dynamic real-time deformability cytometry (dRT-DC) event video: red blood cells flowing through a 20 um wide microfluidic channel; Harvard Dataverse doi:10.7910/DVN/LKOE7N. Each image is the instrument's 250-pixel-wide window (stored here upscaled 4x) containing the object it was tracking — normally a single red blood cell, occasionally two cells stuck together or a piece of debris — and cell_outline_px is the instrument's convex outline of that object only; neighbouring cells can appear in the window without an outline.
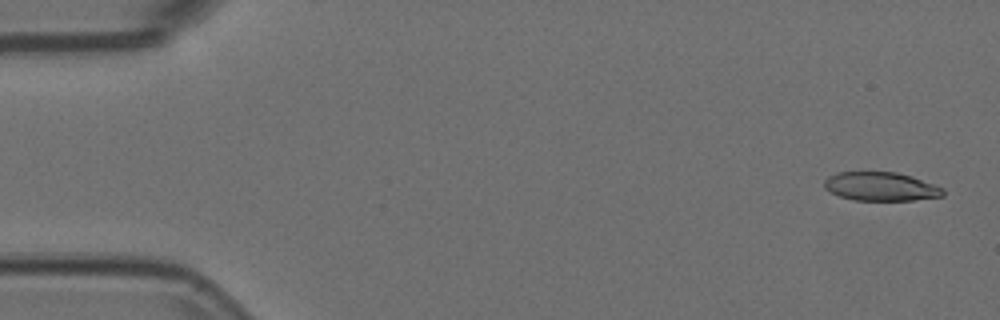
{"species": "Egyptian fruit bat (a non-hibernating species)", "species_latin": "Rousettus aegyptiacus", "temperature_condition": "room temperature", "stored_images_in_passage": 5, "camera_frame_rate_fps": 3000, "um_per_image_px": 0.085, "animal": {"sex": "female"}, "frame": {"image": 1, "passage_image": 1, "time_ms": 0.0, "image_size_px": [1000, 320], "cell_outline_px": [[944, 196], [912, 200], [856, 200], [840, 196], [828, 192], [824, 188], [824, 180], [828, 176], [836, 172], [896, 172], [912, 176], [944, 188]], "centroid_in_image_um": [74.85, 15.85], "position_along_channel_um": 10.2, "area_um2": 19.94}}
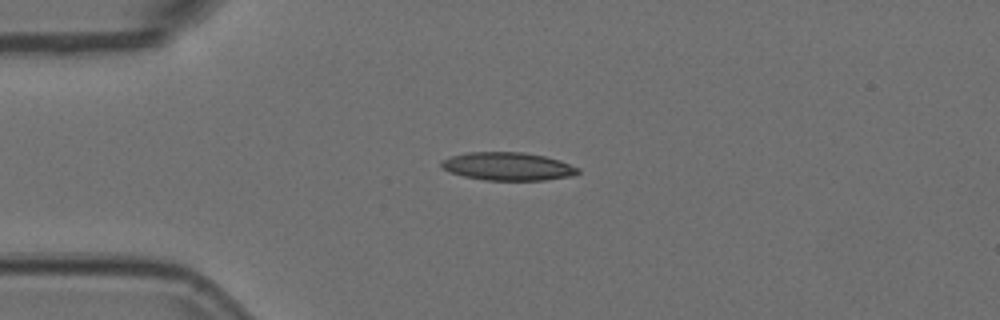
{"frame": {"image": 2, "passage_image": 4, "time_ms": 1.0, "image_size_px": [1000, 320], "cell_outline_px": [[580, 172], [572, 176], [544, 180], [484, 180], [464, 176], [448, 172], [440, 168], [440, 164], [444, 160], [452, 156], [468, 152], [524, 152], [544, 156], [560, 160], [580, 168]], "centroid_in_image_um": [43.17, 14.14], "position_along_channel_um": 41.8, "area_um2": 22.43}}